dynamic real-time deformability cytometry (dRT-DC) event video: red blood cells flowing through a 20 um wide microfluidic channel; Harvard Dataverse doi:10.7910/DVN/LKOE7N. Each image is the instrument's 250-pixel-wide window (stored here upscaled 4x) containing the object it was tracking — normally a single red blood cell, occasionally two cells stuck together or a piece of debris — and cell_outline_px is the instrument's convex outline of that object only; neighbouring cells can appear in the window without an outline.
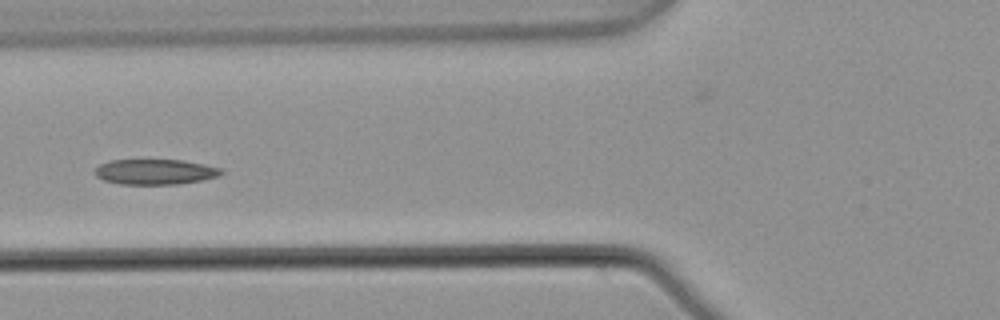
{"species": "common noctule bat (a hibernating species)", "species_latin": "Nyctalus noctula", "temperature_condition": "warm", "stored_images_in_passage": 7, "camera_frame_rate_fps": 3000, "um_per_image_px": 0.085, "animal": {"sex": "male", "body_mass_g": 21.5, "forearm_length_mm": 52.0}, "frame": {"image": 1, "passage_image": 5, "time_ms": 1.333, "image_size_px": [1000, 320], "cell_outline_px": [[224, 172], [220, 176], [180, 184], [120, 184], [104, 180], [96, 176], [96, 168], [100, 164], [108, 160], [184, 160], [204, 164], [220, 168]], "centroid_in_image_um": [13.2, 14.6], "position_along_channel_um": 112.6, "area_um2": 18.61}}
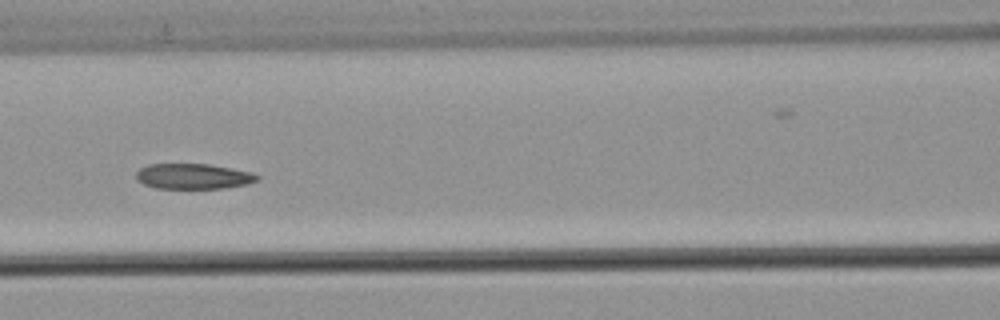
{"frame": {"image": 2, "passage_image": 6, "time_ms": 1.667, "image_size_px": [1000, 320], "cell_outline_px": [[260, 180], [248, 184], [224, 188], [156, 188], [144, 184], [136, 180], [136, 172], [140, 168], [148, 164], [208, 164], [232, 168], [252, 172], [260, 176]], "centroid_in_image_um": [16.45, 14.98], "position_along_channel_um": 150.1, "area_um2": 18.03}}
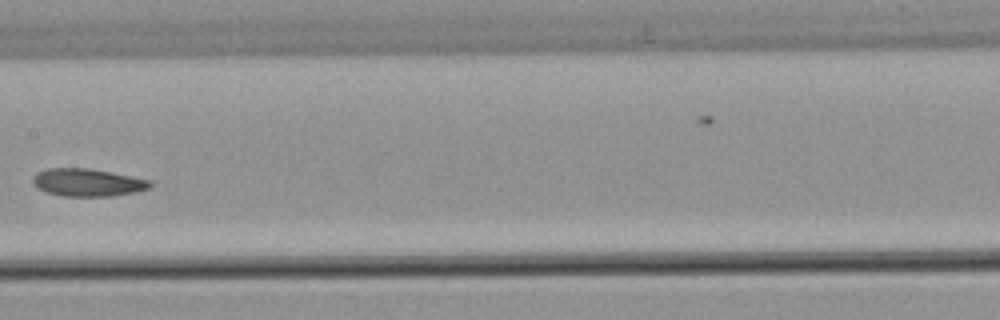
{"frame": {"image": 3, "passage_image": 7, "time_ms": 2.0, "image_size_px": [1000, 320], "cell_outline_px": [[152, 184], [148, 188], [136, 192], [112, 196], [64, 196], [48, 192], [40, 188], [32, 180], [36, 172], [48, 168], [88, 168], [152, 180]], "centroid_in_image_um": [7.48, 15.5], "position_along_channel_um": 199.9, "area_um2": 18.67}}